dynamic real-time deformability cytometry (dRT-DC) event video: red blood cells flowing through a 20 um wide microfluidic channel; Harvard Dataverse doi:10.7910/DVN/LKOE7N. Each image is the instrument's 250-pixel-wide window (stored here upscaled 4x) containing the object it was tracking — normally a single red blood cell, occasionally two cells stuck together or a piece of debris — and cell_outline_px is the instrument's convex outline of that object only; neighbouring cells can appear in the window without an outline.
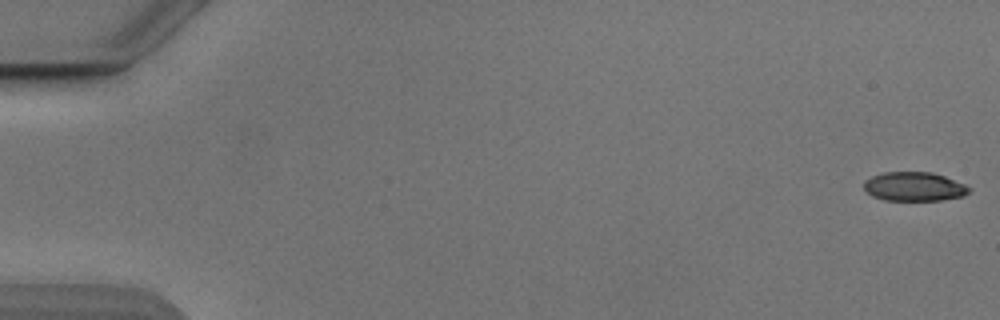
{"species": "Egyptian fruit bat (a non-hibernating species)", "species_latin": "Rousettus aegyptiacus", "temperature_condition": "cold", "stored_images_in_passage": 48, "camera_frame_rate_fps": 3000, "um_per_image_px": 0.085, "animal": {"sex": "male"}, "frame": {"image": 1, "passage_image": 1, "time_ms": 0.0, "image_size_px": [1000, 320], "cell_outline_px": [[972, 188], [964, 196], [940, 200], [884, 200], [872, 196], [864, 188], [864, 180], [872, 176], [884, 172], [932, 172], [944, 176], [964, 184]], "centroid_in_image_um": [77.7, 15.86], "position_along_channel_um": 7.3, "area_um2": 17.74}}
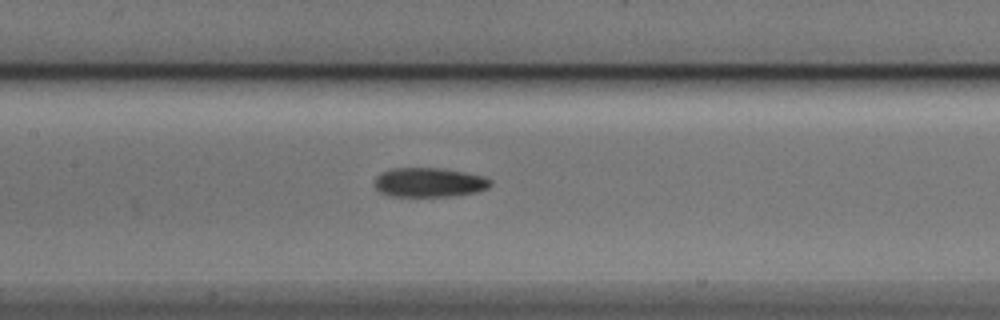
{"frame": {"image": 2, "passage_image": 26, "time_ms": 8.333, "image_size_px": [1000, 320], "cell_outline_px": [[492, 184], [488, 188], [476, 192], [452, 196], [392, 196], [380, 192], [376, 188], [376, 176], [380, 172], [392, 168], [444, 168], [484, 176], [492, 180]], "centroid_in_image_um": [36.5, 15.49], "position_along_channel_um": 170.9, "area_um2": 19.88}}
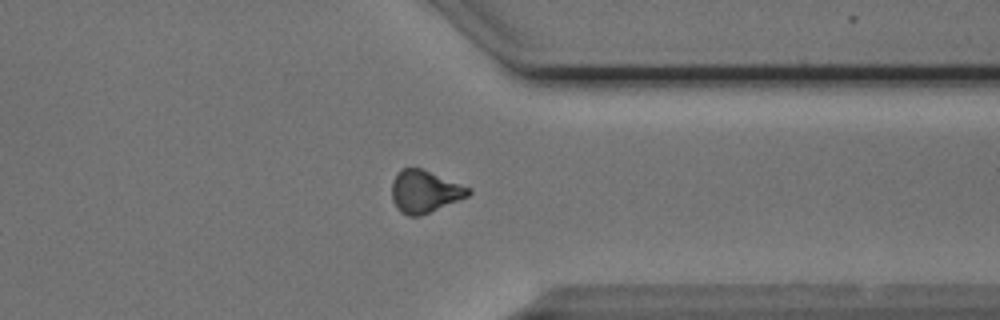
{"frame": {"image": 3, "passage_image": 42, "time_ms": 13.667, "image_size_px": [1000, 320], "cell_outline_px": [[472, 192], [468, 196], [420, 216], [408, 216], [400, 212], [396, 208], [392, 200], [392, 180], [396, 172], [400, 168], [420, 168], [472, 188]], "centroid_in_image_um": [36.07, 16.28], "position_along_channel_um": 375.3, "area_um2": 18.96}}